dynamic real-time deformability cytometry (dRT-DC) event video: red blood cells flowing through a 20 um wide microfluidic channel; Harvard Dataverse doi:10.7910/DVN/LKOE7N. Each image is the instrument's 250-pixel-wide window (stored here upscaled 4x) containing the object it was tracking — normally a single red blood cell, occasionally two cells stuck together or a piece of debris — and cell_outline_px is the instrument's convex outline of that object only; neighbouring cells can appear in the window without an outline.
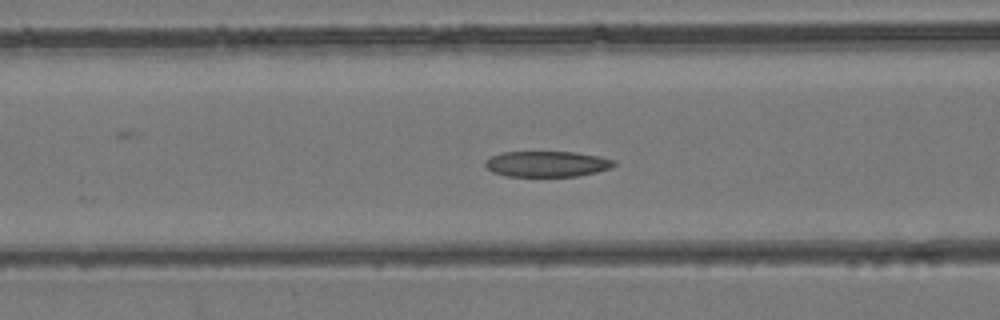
{"species": "common noctule bat (a hibernating species)", "species_latin": "Nyctalus noctula", "temperature_condition": "room temperature", "stored_images_in_passage": 47, "camera_frame_rate_fps": 3000, "um_per_image_px": 0.085, "animal": {"sex": "female", "body_mass_g": 24.6, "forearm_length_mm": 56.2}, "frame": {"image": 1, "passage_image": 19, "time_ms": 6.0, "image_size_px": [1000, 320], "cell_outline_px": [[616, 164], [612, 168], [580, 176], [504, 176], [492, 172], [484, 164], [484, 160], [492, 156], [504, 152], [576, 152], [600, 156], [616, 160]], "centroid_in_image_um": [46.52, 13.93], "position_along_channel_um": 120.1, "area_um2": 19.48}}
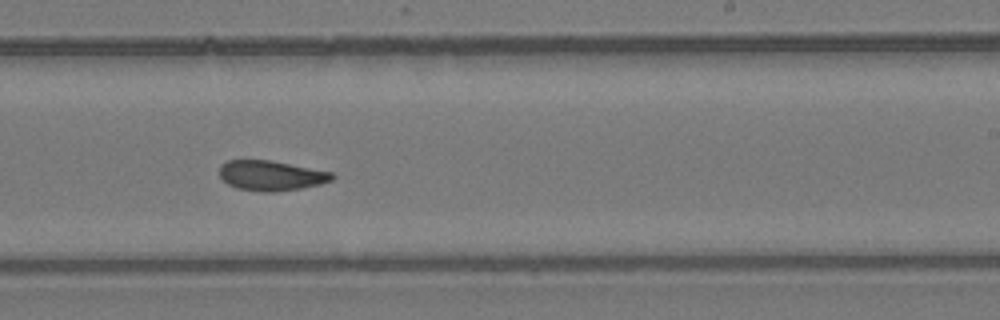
{"frame": {"image": 2, "passage_image": 29, "time_ms": 9.333, "image_size_px": [1000, 320], "cell_outline_px": [[336, 176], [332, 180], [320, 184], [300, 188], [276, 192], [264, 192], [236, 188], [228, 184], [220, 176], [220, 164], [228, 160], [272, 160], [332, 172]], "centroid_in_image_um": [23.05, 14.92], "position_along_channel_um": 266.0, "area_um2": 19.77}}
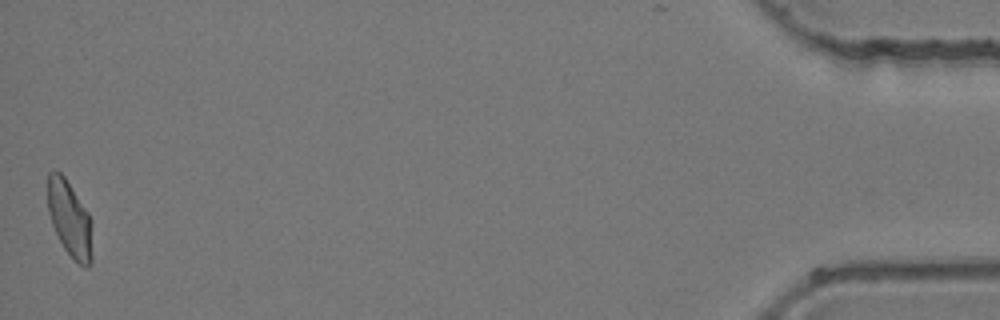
{"frame": {"image": 3, "passage_image": 47, "time_ms": 15.333, "image_size_px": [1000, 320], "cell_outline_px": [[92, 264], [88, 268], [84, 268], [64, 248], [52, 224], [48, 212], [48, 172], [60, 172], [64, 176], [88, 212], [92, 224]], "centroid_in_image_um": [5.95, 18.64], "position_along_channel_um": 429.2, "area_um2": 19.59}}